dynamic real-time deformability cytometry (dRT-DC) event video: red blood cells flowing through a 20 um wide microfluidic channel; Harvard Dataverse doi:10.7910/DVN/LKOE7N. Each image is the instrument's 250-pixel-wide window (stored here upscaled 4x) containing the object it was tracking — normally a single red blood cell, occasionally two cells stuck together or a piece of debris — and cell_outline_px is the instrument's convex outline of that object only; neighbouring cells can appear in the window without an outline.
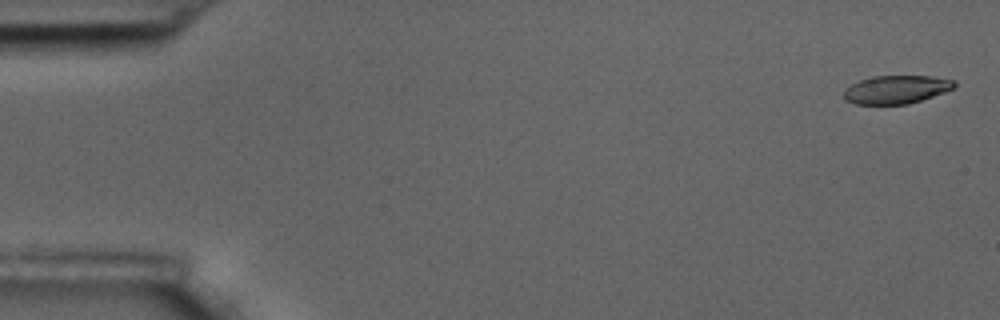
{"species": "common noctule bat (a hibernating species)", "species_latin": "Nyctalus noctula", "temperature_condition": "room temperature", "stored_images_in_passage": 9, "camera_frame_rate_fps": 3000, "um_per_image_px": 0.085, "animal": {"sex": "male", "body_mass_g": 17.5, "forearm_length_mm": 52.3}, "frame": {"image": 1, "passage_image": 1, "time_ms": 0.0, "image_size_px": [1000, 320], "cell_outline_px": [[956, 88], [908, 104], [856, 104], [844, 100], [844, 88], [860, 80], [872, 76], [928, 76], [952, 80], [956, 84]], "centroid_in_image_um": [76.15, 7.61], "position_along_channel_um": 8.9, "area_um2": 18.09}}
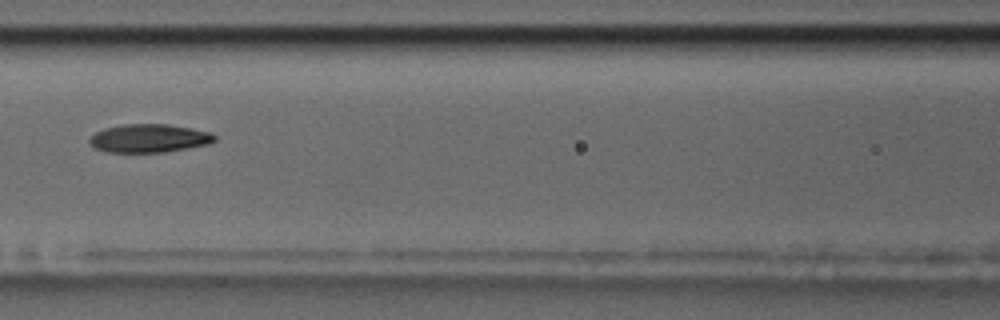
{"frame": {"image": 2, "passage_image": 8, "time_ms": 2.333, "image_size_px": [1000, 320], "cell_outline_px": [[216, 140], [208, 144], [188, 148], [164, 152], [108, 152], [96, 148], [88, 144], [88, 140], [96, 132], [104, 128], [124, 124], [168, 124], [192, 128], [212, 132], [216, 136]], "centroid_in_image_um": [12.69, 11.75], "position_along_channel_um": 153.9, "area_um2": 20.75}}
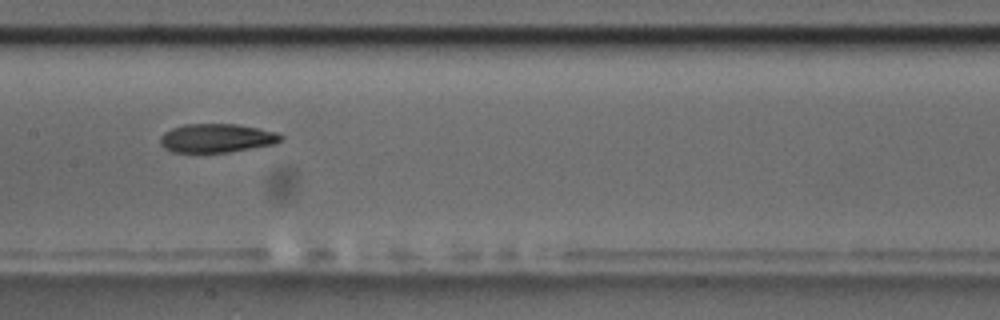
{"frame": {"image": 3, "passage_image": 9, "time_ms": 2.667, "image_size_px": [1000, 320], "cell_outline_px": [[284, 136], [276, 144], [228, 152], [172, 152], [164, 148], [160, 144], [160, 136], [164, 132], [172, 128], [184, 124], [236, 124], [276, 132]], "centroid_in_image_um": [18.39, 11.74], "position_along_channel_um": 189.0, "area_um2": 20.17}}